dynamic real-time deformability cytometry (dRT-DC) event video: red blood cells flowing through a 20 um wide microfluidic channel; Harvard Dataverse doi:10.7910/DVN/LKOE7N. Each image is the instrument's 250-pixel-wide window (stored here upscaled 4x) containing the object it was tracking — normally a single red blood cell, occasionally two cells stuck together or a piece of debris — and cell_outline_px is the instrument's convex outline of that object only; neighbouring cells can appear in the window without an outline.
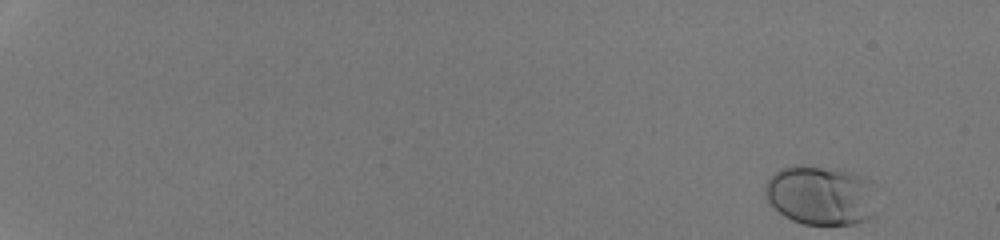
{"species": "human", "species_latin": "Homo sapiens", "temperature_condition": "room temperature", "stored_images_in_passage": 43, "camera_frame_rate_fps": 3000, "um_per_image_px": 0.085, "donor": {"sex": "male"}, "frame": {"image": 1, "passage_image": 1, "time_ms": 0.0, "image_size_px": [1000, 240], "cell_outline_px": [[876, 216], [856, 224], [804, 224], [792, 220], [784, 216], [764, 196], [764, 188], [768, 180], [780, 168], [796, 164], [800, 164], [840, 168], [852, 172], [872, 180]], "centroid_in_image_um": [69.8, 16.58], "position_along_channel_um": 15.2, "area_um2": 39.36}}
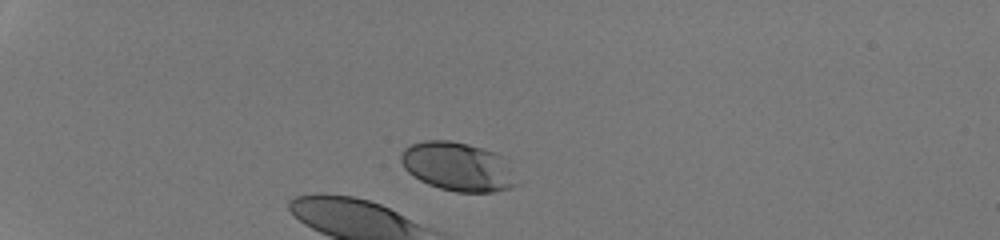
{"frame": {"image": 2, "passage_image": 14, "time_ms": 4.333, "image_size_px": [1000, 240], "cell_outline_px": [[520, 184], [508, 188], [492, 192], [456, 192], [440, 188], [428, 184], [420, 180], [408, 172], [404, 168], [400, 160], [400, 156], [404, 148], [412, 144], [424, 140], [452, 140], [468, 144], [496, 152], [500, 156]], "centroid_in_image_um": [38.87, 14.16], "position_along_channel_um": 46.1, "area_um2": 32.71}}
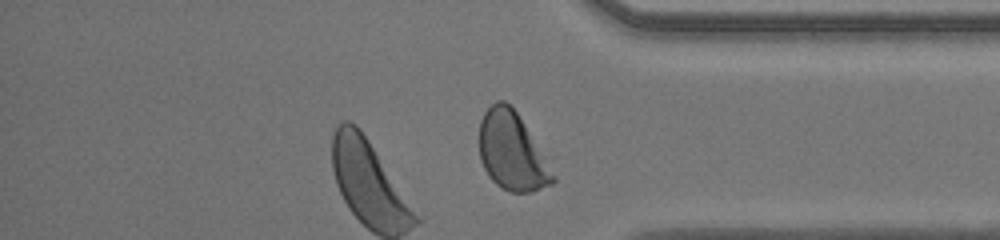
{"frame": {"image": 3, "passage_image": 43, "time_ms": 14.0, "image_size_px": [1000, 240], "cell_outline_px": [[556, 180], [552, 184], [532, 192], [512, 192], [496, 184], [488, 176], [480, 160], [480, 120], [484, 112], [496, 100], [504, 100], [516, 112], [556, 156]], "centroid_in_image_um": [43.71, 12.87], "position_along_channel_um": 391.5, "area_um2": 35.78}, "authors_computed_cell_mechanics": {"area_um2": 39.9398, "velocity_mm_per_s": 4.2181, "shape_relaxation_time_tau1_ms": 1.9206, "shape_relaxation_time_tau2_ms": null, "deformation_change_tau1": 0.1118, "deformation_change_tau2": null}}